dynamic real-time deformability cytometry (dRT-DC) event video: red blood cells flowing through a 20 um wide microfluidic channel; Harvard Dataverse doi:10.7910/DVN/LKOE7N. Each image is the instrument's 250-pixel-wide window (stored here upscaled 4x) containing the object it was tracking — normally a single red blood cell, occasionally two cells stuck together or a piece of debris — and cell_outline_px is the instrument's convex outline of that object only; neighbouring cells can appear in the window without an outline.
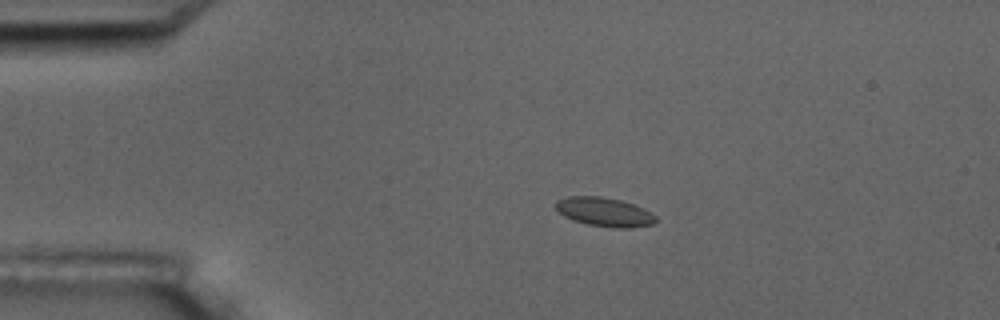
{"species": "common noctule bat (a hibernating species)", "species_latin": "Nyctalus noctula", "temperature_condition": "room temperature", "stored_images_in_passage": 9, "camera_frame_rate_fps": 3000, "um_per_image_px": 0.085, "animal": {"sex": "male", "body_mass_g": 17.5, "forearm_length_mm": 52.3}, "frame": {"image": 1, "passage_image": 4, "time_ms": 3.667, "image_size_px": [1000, 320], "cell_outline_px": [[656, 220], [652, 224], [632, 228], [616, 228], [588, 224], [572, 220], [564, 216], [556, 208], [556, 200], [568, 196], [600, 196], [620, 200], [644, 208], [656, 216]], "centroid_in_image_um": [51.37, 18.01], "position_along_channel_um": 33.6, "area_um2": 16.82}}
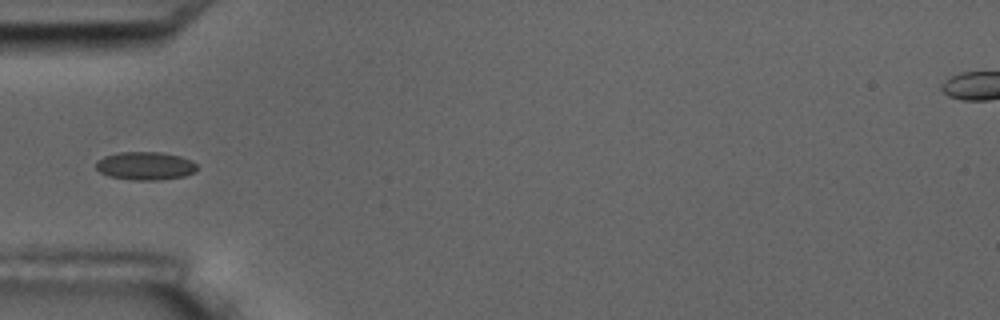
{"frame": {"image": 2, "passage_image": 6, "time_ms": 6.0, "image_size_px": [1000, 320], "cell_outline_px": [[196, 172], [184, 176], [160, 180], [132, 180], [108, 176], [100, 172], [96, 168], [96, 160], [104, 156], [120, 152], [160, 152], [180, 156], [192, 160], [196, 164]], "centroid_in_image_um": [12.34, 14.1], "position_along_channel_um": 72.7, "area_um2": 16.7}}
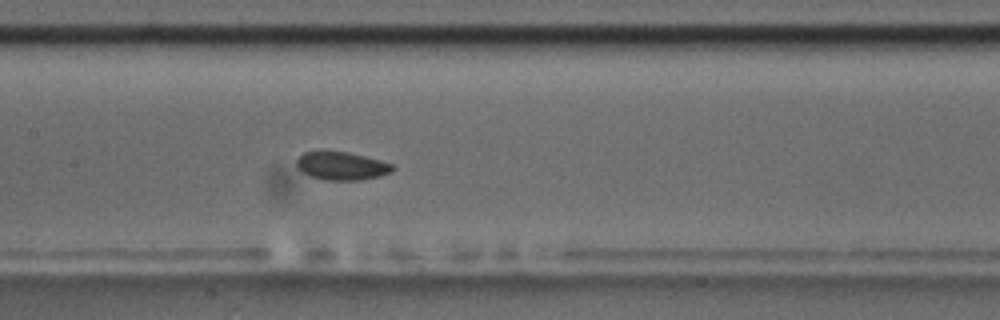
{"frame": {"image": 3, "passage_image": 9, "time_ms": 9.0, "image_size_px": [1000, 320], "cell_outline_px": [[396, 168], [392, 172], [380, 176], [360, 180], [320, 180], [304, 172], [296, 164], [296, 160], [304, 152], [324, 148], [348, 152], [380, 160], [392, 164]], "centroid_in_image_um": [29.03, 14.06], "position_along_channel_um": 178.4, "area_um2": 16.18}}